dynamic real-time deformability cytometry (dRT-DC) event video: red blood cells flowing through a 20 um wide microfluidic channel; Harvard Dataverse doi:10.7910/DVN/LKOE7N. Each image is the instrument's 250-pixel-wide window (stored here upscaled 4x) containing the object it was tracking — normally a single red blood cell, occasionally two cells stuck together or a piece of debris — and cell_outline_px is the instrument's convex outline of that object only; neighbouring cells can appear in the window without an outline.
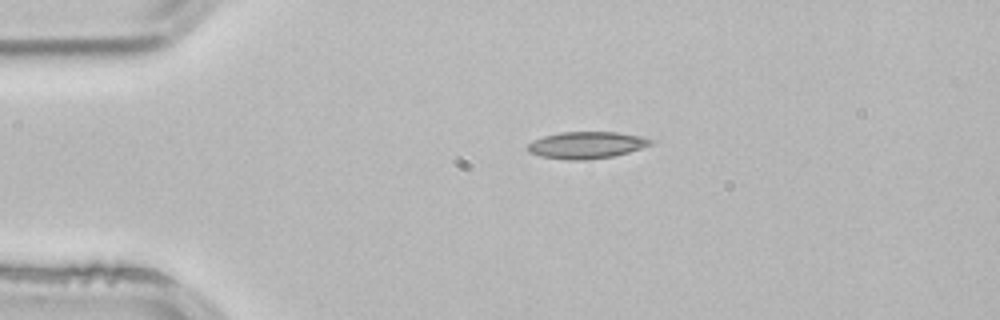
{"species": "common noctule bat (a hibernating species)", "species_latin": "Nyctalus noctula", "temperature_condition": "room temperature", "stored_images_in_passage": 2, "camera_frame_rate_fps": 3000, "um_per_image_px": 0.085, "animal": {"sex": "male", "body_mass_g": 21.5, "forearm_length_mm": 52.0}, "frame": {"image": 1, "passage_image": 1, "time_ms": 0.0, "image_size_px": [1000, 320], "cell_outline_px": [[656, 140], [652, 144], [628, 152], [612, 156], [588, 160], [568, 160], [540, 156], [528, 152], [528, 144], [532, 140], [544, 136], [560, 132], [616, 132], [640, 136]], "centroid_in_image_um": [49.84, 12.33], "position_along_channel_um": 35.2, "area_um2": 19.25}}
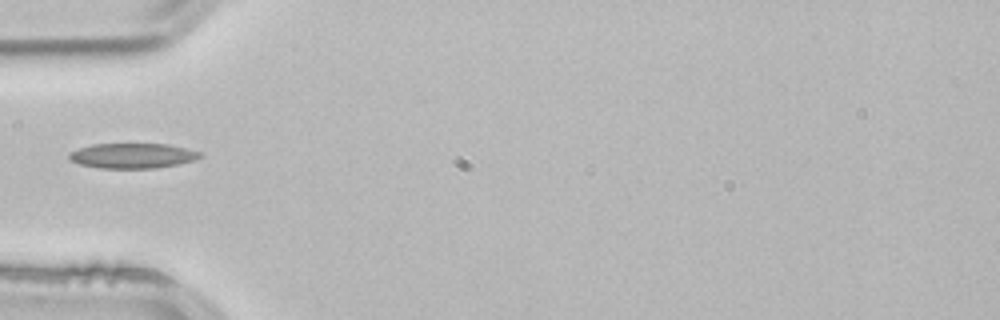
{"frame": {"image": 2, "passage_image": 2, "time_ms": 0.333, "image_size_px": [1000, 320], "cell_outline_px": [[204, 156], [192, 160], [176, 164], [156, 168], [100, 168], [80, 164], [72, 160], [68, 156], [68, 152], [92, 144], [168, 144], [200, 152]], "centroid_in_image_um": [11.24, 13.23], "position_along_channel_um": 73.8, "area_um2": 18.9}}